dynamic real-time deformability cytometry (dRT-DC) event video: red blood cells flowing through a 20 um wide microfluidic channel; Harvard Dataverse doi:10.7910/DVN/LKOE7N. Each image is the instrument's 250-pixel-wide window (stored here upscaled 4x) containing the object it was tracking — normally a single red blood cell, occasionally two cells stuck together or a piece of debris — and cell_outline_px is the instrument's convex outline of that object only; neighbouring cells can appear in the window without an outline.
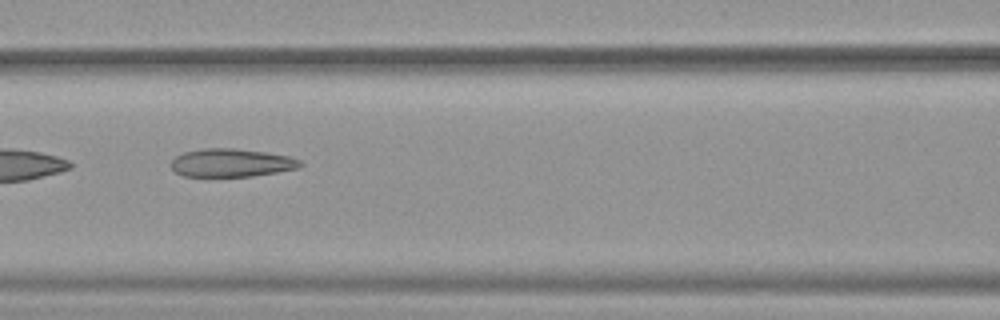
{"species": "common noctule bat (a hibernating species)", "species_latin": "Nyctalus noctula", "temperature_condition": "warm", "stored_images_in_passage": 12, "camera_frame_rate_fps": 3000, "um_per_image_px": 0.085, "animal": {"sex": "female", "body_mass_g": 19.9}, "frame": {"image": 1, "passage_image": 7, "time_ms": 2.0, "image_size_px": [1000, 320], "cell_outline_px": [[304, 164], [300, 168], [252, 176], [184, 176], [176, 172], [172, 168], [172, 160], [176, 156], [184, 152], [204, 148], [232, 148], [264, 152], [288, 156], [300, 160]], "centroid_in_image_um": [19.69, 13.84], "position_along_channel_um": 146.9, "area_um2": 21.04}}